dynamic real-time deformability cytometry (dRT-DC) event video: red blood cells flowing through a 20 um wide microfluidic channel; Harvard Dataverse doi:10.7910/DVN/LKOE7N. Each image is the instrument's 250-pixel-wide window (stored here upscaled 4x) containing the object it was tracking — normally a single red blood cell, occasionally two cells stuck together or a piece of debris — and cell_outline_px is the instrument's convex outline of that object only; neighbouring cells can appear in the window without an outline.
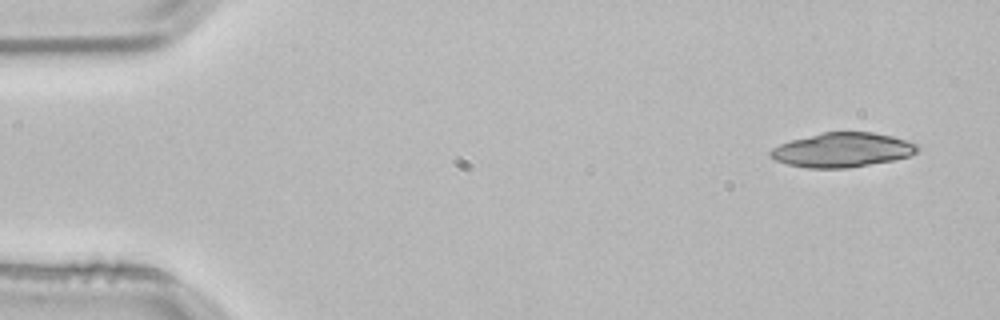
{"species": "common noctule bat (a hibernating species)", "species_latin": "Nyctalus noctula", "temperature_condition": "room temperature", "stored_images_in_passage": 3, "camera_frame_rate_fps": 3000, "um_per_image_px": 0.085, "animal": {"sex": "male", "body_mass_g": 21.5, "forearm_length_mm": 52.0}, "frame": {"image": 1, "passage_image": 1, "time_ms": 0.0, "image_size_px": [1000, 320], "cell_outline_px": [[920, 148], [916, 152], [908, 156], [892, 160], [844, 168], [808, 168], [788, 164], [776, 160], [768, 152], [772, 148], [780, 144], [792, 140], [820, 132], [872, 132], [892, 136], [920, 144]], "centroid_in_image_um": [71.61, 12.73], "position_along_channel_um": 13.4, "area_um2": 29.25}}